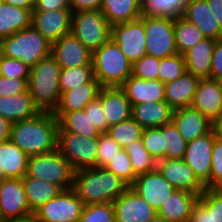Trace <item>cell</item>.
<instances>
[{
    "label": "cell",
    "mask_w": 222,
    "mask_h": 222,
    "mask_svg": "<svg viewBox=\"0 0 222 222\" xmlns=\"http://www.w3.org/2000/svg\"><path fill=\"white\" fill-rule=\"evenodd\" d=\"M58 120L53 112L41 111L35 117L14 122L10 140L28 156L57 149Z\"/></svg>",
    "instance_id": "1"
},
{
    "label": "cell",
    "mask_w": 222,
    "mask_h": 222,
    "mask_svg": "<svg viewBox=\"0 0 222 222\" xmlns=\"http://www.w3.org/2000/svg\"><path fill=\"white\" fill-rule=\"evenodd\" d=\"M130 186L103 167L75 171L72 189L84 206L115 201Z\"/></svg>",
    "instance_id": "2"
},
{
    "label": "cell",
    "mask_w": 222,
    "mask_h": 222,
    "mask_svg": "<svg viewBox=\"0 0 222 222\" xmlns=\"http://www.w3.org/2000/svg\"><path fill=\"white\" fill-rule=\"evenodd\" d=\"M60 72L61 67L51 54L31 68L28 90L40 111L53 112L58 106L61 96Z\"/></svg>",
    "instance_id": "3"
},
{
    "label": "cell",
    "mask_w": 222,
    "mask_h": 222,
    "mask_svg": "<svg viewBox=\"0 0 222 222\" xmlns=\"http://www.w3.org/2000/svg\"><path fill=\"white\" fill-rule=\"evenodd\" d=\"M132 65L112 39L92 52L94 78L102 87H120L132 74Z\"/></svg>",
    "instance_id": "4"
},
{
    "label": "cell",
    "mask_w": 222,
    "mask_h": 222,
    "mask_svg": "<svg viewBox=\"0 0 222 222\" xmlns=\"http://www.w3.org/2000/svg\"><path fill=\"white\" fill-rule=\"evenodd\" d=\"M0 54L21 60L34 67L41 59L51 54V43L33 26L0 40Z\"/></svg>",
    "instance_id": "5"
},
{
    "label": "cell",
    "mask_w": 222,
    "mask_h": 222,
    "mask_svg": "<svg viewBox=\"0 0 222 222\" xmlns=\"http://www.w3.org/2000/svg\"><path fill=\"white\" fill-rule=\"evenodd\" d=\"M75 170L56 149L52 152L28 157L24 177H32L57 185L61 190L72 188Z\"/></svg>",
    "instance_id": "6"
},
{
    "label": "cell",
    "mask_w": 222,
    "mask_h": 222,
    "mask_svg": "<svg viewBox=\"0 0 222 222\" xmlns=\"http://www.w3.org/2000/svg\"><path fill=\"white\" fill-rule=\"evenodd\" d=\"M111 26L100 10L74 12L70 33L93 52L111 39Z\"/></svg>",
    "instance_id": "7"
},
{
    "label": "cell",
    "mask_w": 222,
    "mask_h": 222,
    "mask_svg": "<svg viewBox=\"0 0 222 222\" xmlns=\"http://www.w3.org/2000/svg\"><path fill=\"white\" fill-rule=\"evenodd\" d=\"M98 137H82L67 131L57 132V150L75 171L97 167Z\"/></svg>",
    "instance_id": "8"
},
{
    "label": "cell",
    "mask_w": 222,
    "mask_h": 222,
    "mask_svg": "<svg viewBox=\"0 0 222 222\" xmlns=\"http://www.w3.org/2000/svg\"><path fill=\"white\" fill-rule=\"evenodd\" d=\"M84 204L72 188L62 190L33 212L36 222H78Z\"/></svg>",
    "instance_id": "9"
},
{
    "label": "cell",
    "mask_w": 222,
    "mask_h": 222,
    "mask_svg": "<svg viewBox=\"0 0 222 222\" xmlns=\"http://www.w3.org/2000/svg\"><path fill=\"white\" fill-rule=\"evenodd\" d=\"M145 38L147 55L162 59L178 54L173 18L145 16Z\"/></svg>",
    "instance_id": "10"
},
{
    "label": "cell",
    "mask_w": 222,
    "mask_h": 222,
    "mask_svg": "<svg viewBox=\"0 0 222 222\" xmlns=\"http://www.w3.org/2000/svg\"><path fill=\"white\" fill-rule=\"evenodd\" d=\"M111 39L132 63L147 55L145 16L112 25Z\"/></svg>",
    "instance_id": "11"
},
{
    "label": "cell",
    "mask_w": 222,
    "mask_h": 222,
    "mask_svg": "<svg viewBox=\"0 0 222 222\" xmlns=\"http://www.w3.org/2000/svg\"><path fill=\"white\" fill-rule=\"evenodd\" d=\"M217 137L213 129L205 136L187 142L183 159L203 184L210 179L212 152Z\"/></svg>",
    "instance_id": "12"
},
{
    "label": "cell",
    "mask_w": 222,
    "mask_h": 222,
    "mask_svg": "<svg viewBox=\"0 0 222 222\" xmlns=\"http://www.w3.org/2000/svg\"><path fill=\"white\" fill-rule=\"evenodd\" d=\"M130 188L156 211L176 191L157 168L153 171L137 175Z\"/></svg>",
    "instance_id": "13"
},
{
    "label": "cell",
    "mask_w": 222,
    "mask_h": 222,
    "mask_svg": "<svg viewBox=\"0 0 222 222\" xmlns=\"http://www.w3.org/2000/svg\"><path fill=\"white\" fill-rule=\"evenodd\" d=\"M156 168L176 190L200 196L206 189L184 159H161L157 161Z\"/></svg>",
    "instance_id": "14"
},
{
    "label": "cell",
    "mask_w": 222,
    "mask_h": 222,
    "mask_svg": "<svg viewBox=\"0 0 222 222\" xmlns=\"http://www.w3.org/2000/svg\"><path fill=\"white\" fill-rule=\"evenodd\" d=\"M33 215L29 208L22 178H9L0 184V216L2 220Z\"/></svg>",
    "instance_id": "15"
},
{
    "label": "cell",
    "mask_w": 222,
    "mask_h": 222,
    "mask_svg": "<svg viewBox=\"0 0 222 222\" xmlns=\"http://www.w3.org/2000/svg\"><path fill=\"white\" fill-rule=\"evenodd\" d=\"M51 55L61 69L92 66V52L71 33L51 44Z\"/></svg>",
    "instance_id": "16"
},
{
    "label": "cell",
    "mask_w": 222,
    "mask_h": 222,
    "mask_svg": "<svg viewBox=\"0 0 222 222\" xmlns=\"http://www.w3.org/2000/svg\"><path fill=\"white\" fill-rule=\"evenodd\" d=\"M191 107L214 123L222 120V87L219 80L200 79Z\"/></svg>",
    "instance_id": "17"
},
{
    "label": "cell",
    "mask_w": 222,
    "mask_h": 222,
    "mask_svg": "<svg viewBox=\"0 0 222 222\" xmlns=\"http://www.w3.org/2000/svg\"><path fill=\"white\" fill-rule=\"evenodd\" d=\"M71 10L32 11V25L51 43L71 32Z\"/></svg>",
    "instance_id": "18"
},
{
    "label": "cell",
    "mask_w": 222,
    "mask_h": 222,
    "mask_svg": "<svg viewBox=\"0 0 222 222\" xmlns=\"http://www.w3.org/2000/svg\"><path fill=\"white\" fill-rule=\"evenodd\" d=\"M115 222H148L157 211L130 187L112 202Z\"/></svg>",
    "instance_id": "19"
},
{
    "label": "cell",
    "mask_w": 222,
    "mask_h": 222,
    "mask_svg": "<svg viewBox=\"0 0 222 222\" xmlns=\"http://www.w3.org/2000/svg\"><path fill=\"white\" fill-rule=\"evenodd\" d=\"M172 122L187 142L205 136L214 129V122L192 107L175 109Z\"/></svg>",
    "instance_id": "20"
},
{
    "label": "cell",
    "mask_w": 222,
    "mask_h": 222,
    "mask_svg": "<svg viewBox=\"0 0 222 222\" xmlns=\"http://www.w3.org/2000/svg\"><path fill=\"white\" fill-rule=\"evenodd\" d=\"M120 88L131 105L165 100L164 83L159 79L145 80L131 74Z\"/></svg>",
    "instance_id": "21"
},
{
    "label": "cell",
    "mask_w": 222,
    "mask_h": 222,
    "mask_svg": "<svg viewBox=\"0 0 222 222\" xmlns=\"http://www.w3.org/2000/svg\"><path fill=\"white\" fill-rule=\"evenodd\" d=\"M200 78L189 72L164 84L165 101L175 110L191 107Z\"/></svg>",
    "instance_id": "22"
},
{
    "label": "cell",
    "mask_w": 222,
    "mask_h": 222,
    "mask_svg": "<svg viewBox=\"0 0 222 222\" xmlns=\"http://www.w3.org/2000/svg\"><path fill=\"white\" fill-rule=\"evenodd\" d=\"M102 107L108 127L132 117V105L120 87H102Z\"/></svg>",
    "instance_id": "23"
},
{
    "label": "cell",
    "mask_w": 222,
    "mask_h": 222,
    "mask_svg": "<svg viewBox=\"0 0 222 222\" xmlns=\"http://www.w3.org/2000/svg\"><path fill=\"white\" fill-rule=\"evenodd\" d=\"M182 17L193 23L206 38L221 39L222 30L206 0H189Z\"/></svg>",
    "instance_id": "24"
},
{
    "label": "cell",
    "mask_w": 222,
    "mask_h": 222,
    "mask_svg": "<svg viewBox=\"0 0 222 222\" xmlns=\"http://www.w3.org/2000/svg\"><path fill=\"white\" fill-rule=\"evenodd\" d=\"M174 110L164 101L132 105V118L143 128H159L172 122Z\"/></svg>",
    "instance_id": "25"
},
{
    "label": "cell",
    "mask_w": 222,
    "mask_h": 222,
    "mask_svg": "<svg viewBox=\"0 0 222 222\" xmlns=\"http://www.w3.org/2000/svg\"><path fill=\"white\" fill-rule=\"evenodd\" d=\"M40 112L29 90L13 96H0V116L11 123L33 118Z\"/></svg>",
    "instance_id": "26"
},
{
    "label": "cell",
    "mask_w": 222,
    "mask_h": 222,
    "mask_svg": "<svg viewBox=\"0 0 222 222\" xmlns=\"http://www.w3.org/2000/svg\"><path fill=\"white\" fill-rule=\"evenodd\" d=\"M199 196L185 190L174 191L157 211L169 222H189L191 209Z\"/></svg>",
    "instance_id": "27"
},
{
    "label": "cell",
    "mask_w": 222,
    "mask_h": 222,
    "mask_svg": "<svg viewBox=\"0 0 222 222\" xmlns=\"http://www.w3.org/2000/svg\"><path fill=\"white\" fill-rule=\"evenodd\" d=\"M216 39L205 38L186 51L183 56L187 72L200 79L210 78L211 60Z\"/></svg>",
    "instance_id": "28"
},
{
    "label": "cell",
    "mask_w": 222,
    "mask_h": 222,
    "mask_svg": "<svg viewBox=\"0 0 222 222\" xmlns=\"http://www.w3.org/2000/svg\"><path fill=\"white\" fill-rule=\"evenodd\" d=\"M102 86L94 78L90 83H85L71 90L61 93L58 106L54 111L83 110L92 100L99 96Z\"/></svg>",
    "instance_id": "29"
},
{
    "label": "cell",
    "mask_w": 222,
    "mask_h": 222,
    "mask_svg": "<svg viewBox=\"0 0 222 222\" xmlns=\"http://www.w3.org/2000/svg\"><path fill=\"white\" fill-rule=\"evenodd\" d=\"M189 222H222V194L206 188L191 209Z\"/></svg>",
    "instance_id": "30"
},
{
    "label": "cell",
    "mask_w": 222,
    "mask_h": 222,
    "mask_svg": "<svg viewBox=\"0 0 222 222\" xmlns=\"http://www.w3.org/2000/svg\"><path fill=\"white\" fill-rule=\"evenodd\" d=\"M58 120V131L80 134L82 137H99L102 132L92 124L83 110L53 111Z\"/></svg>",
    "instance_id": "31"
},
{
    "label": "cell",
    "mask_w": 222,
    "mask_h": 222,
    "mask_svg": "<svg viewBox=\"0 0 222 222\" xmlns=\"http://www.w3.org/2000/svg\"><path fill=\"white\" fill-rule=\"evenodd\" d=\"M28 155L11 140L0 142V168L9 178H24Z\"/></svg>",
    "instance_id": "32"
},
{
    "label": "cell",
    "mask_w": 222,
    "mask_h": 222,
    "mask_svg": "<svg viewBox=\"0 0 222 222\" xmlns=\"http://www.w3.org/2000/svg\"><path fill=\"white\" fill-rule=\"evenodd\" d=\"M32 25V11L0 0V40Z\"/></svg>",
    "instance_id": "33"
},
{
    "label": "cell",
    "mask_w": 222,
    "mask_h": 222,
    "mask_svg": "<svg viewBox=\"0 0 222 222\" xmlns=\"http://www.w3.org/2000/svg\"><path fill=\"white\" fill-rule=\"evenodd\" d=\"M100 11L111 25L141 17V0H103Z\"/></svg>",
    "instance_id": "34"
},
{
    "label": "cell",
    "mask_w": 222,
    "mask_h": 222,
    "mask_svg": "<svg viewBox=\"0 0 222 222\" xmlns=\"http://www.w3.org/2000/svg\"><path fill=\"white\" fill-rule=\"evenodd\" d=\"M29 208L32 212L62 191L57 185L32 177L22 178Z\"/></svg>",
    "instance_id": "35"
},
{
    "label": "cell",
    "mask_w": 222,
    "mask_h": 222,
    "mask_svg": "<svg viewBox=\"0 0 222 222\" xmlns=\"http://www.w3.org/2000/svg\"><path fill=\"white\" fill-rule=\"evenodd\" d=\"M189 0H141V16L149 18L182 16Z\"/></svg>",
    "instance_id": "36"
},
{
    "label": "cell",
    "mask_w": 222,
    "mask_h": 222,
    "mask_svg": "<svg viewBox=\"0 0 222 222\" xmlns=\"http://www.w3.org/2000/svg\"><path fill=\"white\" fill-rule=\"evenodd\" d=\"M174 34L177 52L182 55L206 38L196 25L182 16L174 19Z\"/></svg>",
    "instance_id": "37"
},
{
    "label": "cell",
    "mask_w": 222,
    "mask_h": 222,
    "mask_svg": "<svg viewBox=\"0 0 222 222\" xmlns=\"http://www.w3.org/2000/svg\"><path fill=\"white\" fill-rule=\"evenodd\" d=\"M159 129L163 134V148H165V158L183 159L187 141L181 136L173 122L165 124Z\"/></svg>",
    "instance_id": "38"
},
{
    "label": "cell",
    "mask_w": 222,
    "mask_h": 222,
    "mask_svg": "<svg viewBox=\"0 0 222 222\" xmlns=\"http://www.w3.org/2000/svg\"><path fill=\"white\" fill-rule=\"evenodd\" d=\"M131 167L136 175L147 173L156 169L157 161L144 148L142 140H136L125 148Z\"/></svg>",
    "instance_id": "39"
},
{
    "label": "cell",
    "mask_w": 222,
    "mask_h": 222,
    "mask_svg": "<svg viewBox=\"0 0 222 222\" xmlns=\"http://www.w3.org/2000/svg\"><path fill=\"white\" fill-rule=\"evenodd\" d=\"M143 130L144 129L130 117L123 122L109 127L106 133L124 149L133 141L140 140Z\"/></svg>",
    "instance_id": "40"
},
{
    "label": "cell",
    "mask_w": 222,
    "mask_h": 222,
    "mask_svg": "<svg viewBox=\"0 0 222 222\" xmlns=\"http://www.w3.org/2000/svg\"><path fill=\"white\" fill-rule=\"evenodd\" d=\"M93 79V66H79L69 69H61L59 78L61 93L85 83H90Z\"/></svg>",
    "instance_id": "41"
},
{
    "label": "cell",
    "mask_w": 222,
    "mask_h": 222,
    "mask_svg": "<svg viewBox=\"0 0 222 222\" xmlns=\"http://www.w3.org/2000/svg\"><path fill=\"white\" fill-rule=\"evenodd\" d=\"M186 63L182 54H176L160 59L158 79L166 84L174 81L186 72Z\"/></svg>",
    "instance_id": "42"
},
{
    "label": "cell",
    "mask_w": 222,
    "mask_h": 222,
    "mask_svg": "<svg viewBox=\"0 0 222 222\" xmlns=\"http://www.w3.org/2000/svg\"><path fill=\"white\" fill-rule=\"evenodd\" d=\"M103 168L120 177L129 186L137 177L131 167L130 158L123 148Z\"/></svg>",
    "instance_id": "43"
},
{
    "label": "cell",
    "mask_w": 222,
    "mask_h": 222,
    "mask_svg": "<svg viewBox=\"0 0 222 222\" xmlns=\"http://www.w3.org/2000/svg\"><path fill=\"white\" fill-rule=\"evenodd\" d=\"M78 222H115L113 203H98L84 206Z\"/></svg>",
    "instance_id": "44"
},
{
    "label": "cell",
    "mask_w": 222,
    "mask_h": 222,
    "mask_svg": "<svg viewBox=\"0 0 222 222\" xmlns=\"http://www.w3.org/2000/svg\"><path fill=\"white\" fill-rule=\"evenodd\" d=\"M144 148L156 160L165 159V148H163V134L159 128H146L143 130L142 138Z\"/></svg>",
    "instance_id": "45"
},
{
    "label": "cell",
    "mask_w": 222,
    "mask_h": 222,
    "mask_svg": "<svg viewBox=\"0 0 222 222\" xmlns=\"http://www.w3.org/2000/svg\"><path fill=\"white\" fill-rule=\"evenodd\" d=\"M160 59L150 55H144L132 65V75L145 79H158Z\"/></svg>",
    "instance_id": "46"
},
{
    "label": "cell",
    "mask_w": 222,
    "mask_h": 222,
    "mask_svg": "<svg viewBox=\"0 0 222 222\" xmlns=\"http://www.w3.org/2000/svg\"><path fill=\"white\" fill-rule=\"evenodd\" d=\"M31 68L21 60L0 54V76L12 79H29Z\"/></svg>",
    "instance_id": "47"
},
{
    "label": "cell",
    "mask_w": 222,
    "mask_h": 222,
    "mask_svg": "<svg viewBox=\"0 0 222 222\" xmlns=\"http://www.w3.org/2000/svg\"><path fill=\"white\" fill-rule=\"evenodd\" d=\"M204 185L207 189H217L222 185V140L218 137L212 152L210 179Z\"/></svg>",
    "instance_id": "48"
},
{
    "label": "cell",
    "mask_w": 222,
    "mask_h": 222,
    "mask_svg": "<svg viewBox=\"0 0 222 222\" xmlns=\"http://www.w3.org/2000/svg\"><path fill=\"white\" fill-rule=\"evenodd\" d=\"M97 167H104L122 149L107 133L98 137Z\"/></svg>",
    "instance_id": "49"
},
{
    "label": "cell",
    "mask_w": 222,
    "mask_h": 222,
    "mask_svg": "<svg viewBox=\"0 0 222 222\" xmlns=\"http://www.w3.org/2000/svg\"><path fill=\"white\" fill-rule=\"evenodd\" d=\"M84 112L89 116L92 124L97 127L102 133H106L108 130L107 120L105 114L103 113L102 107V88L100 90L99 96L92 100L85 108Z\"/></svg>",
    "instance_id": "50"
},
{
    "label": "cell",
    "mask_w": 222,
    "mask_h": 222,
    "mask_svg": "<svg viewBox=\"0 0 222 222\" xmlns=\"http://www.w3.org/2000/svg\"><path fill=\"white\" fill-rule=\"evenodd\" d=\"M29 79H12L0 76V96H13L28 90Z\"/></svg>",
    "instance_id": "51"
},
{
    "label": "cell",
    "mask_w": 222,
    "mask_h": 222,
    "mask_svg": "<svg viewBox=\"0 0 222 222\" xmlns=\"http://www.w3.org/2000/svg\"><path fill=\"white\" fill-rule=\"evenodd\" d=\"M222 78V38L216 40L211 60L210 79Z\"/></svg>",
    "instance_id": "52"
},
{
    "label": "cell",
    "mask_w": 222,
    "mask_h": 222,
    "mask_svg": "<svg viewBox=\"0 0 222 222\" xmlns=\"http://www.w3.org/2000/svg\"><path fill=\"white\" fill-rule=\"evenodd\" d=\"M71 10L69 0H36L33 11Z\"/></svg>",
    "instance_id": "53"
},
{
    "label": "cell",
    "mask_w": 222,
    "mask_h": 222,
    "mask_svg": "<svg viewBox=\"0 0 222 222\" xmlns=\"http://www.w3.org/2000/svg\"><path fill=\"white\" fill-rule=\"evenodd\" d=\"M103 0H69L72 13L100 10Z\"/></svg>",
    "instance_id": "54"
},
{
    "label": "cell",
    "mask_w": 222,
    "mask_h": 222,
    "mask_svg": "<svg viewBox=\"0 0 222 222\" xmlns=\"http://www.w3.org/2000/svg\"><path fill=\"white\" fill-rule=\"evenodd\" d=\"M209 6V9L213 13L216 21L219 23V26L222 30V0H206Z\"/></svg>",
    "instance_id": "55"
},
{
    "label": "cell",
    "mask_w": 222,
    "mask_h": 222,
    "mask_svg": "<svg viewBox=\"0 0 222 222\" xmlns=\"http://www.w3.org/2000/svg\"><path fill=\"white\" fill-rule=\"evenodd\" d=\"M11 125L8 119L0 116V142L10 140Z\"/></svg>",
    "instance_id": "56"
},
{
    "label": "cell",
    "mask_w": 222,
    "mask_h": 222,
    "mask_svg": "<svg viewBox=\"0 0 222 222\" xmlns=\"http://www.w3.org/2000/svg\"><path fill=\"white\" fill-rule=\"evenodd\" d=\"M8 5L25 8L33 11L36 0H2Z\"/></svg>",
    "instance_id": "57"
},
{
    "label": "cell",
    "mask_w": 222,
    "mask_h": 222,
    "mask_svg": "<svg viewBox=\"0 0 222 222\" xmlns=\"http://www.w3.org/2000/svg\"><path fill=\"white\" fill-rule=\"evenodd\" d=\"M7 222H36V221L33 215H28L23 218L7 219Z\"/></svg>",
    "instance_id": "58"
},
{
    "label": "cell",
    "mask_w": 222,
    "mask_h": 222,
    "mask_svg": "<svg viewBox=\"0 0 222 222\" xmlns=\"http://www.w3.org/2000/svg\"><path fill=\"white\" fill-rule=\"evenodd\" d=\"M214 129L217 133L218 138L222 140V120L214 123Z\"/></svg>",
    "instance_id": "59"
},
{
    "label": "cell",
    "mask_w": 222,
    "mask_h": 222,
    "mask_svg": "<svg viewBox=\"0 0 222 222\" xmlns=\"http://www.w3.org/2000/svg\"><path fill=\"white\" fill-rule=\"evenodd\" d=\"M148 222H169L168 220H166L165 218H163L162 216H159L158 214H156L152 219H150Z\"/></svg>",
    "instance_id": "60"
},
{
    "label": "cell",
    "mask_w": 222,
    "mask_h": 222,
    "mask_svg": "<svg viewBox=\"0 0 222 222\" xmlns=\"http://www.w3.org/2000/svg\"><path fill=\"white\" fill-rule=\"evenodd\" d=\"M6 179H8V178L5 176L4 171L1 170V168H0V184Z\"/></svg>",
    "instance_id": "61"
},
{
    "label": "cell",
    "mask_w": 222,
    "mask_h": 222,
    "mask_svg": "<svg viewBox=\"0 0 222 222\" xmlns=\"http://www.w3.org/2000/svg\"><path fill=\"white\" fill-rule=\"evenodd\" d=\"M217 190L222 194V185L217 188Z\"/></svg>",
    "instance_id": "62"
},
{
    "label": "cell",
    "mask_w": 222,
    "mask_h": 222,
    "mask_svg": "<svg viewBox=\"0 0 222 222\" xmlns=\"http://www.w3.org/2000/svg\"><path fill=\"white\" fill-rule=\"evenodd\" d=\"M220 84H221V87H222V78L219 80Z\"/></svg>",
    "instance_id": "63"
}]
</instances>
